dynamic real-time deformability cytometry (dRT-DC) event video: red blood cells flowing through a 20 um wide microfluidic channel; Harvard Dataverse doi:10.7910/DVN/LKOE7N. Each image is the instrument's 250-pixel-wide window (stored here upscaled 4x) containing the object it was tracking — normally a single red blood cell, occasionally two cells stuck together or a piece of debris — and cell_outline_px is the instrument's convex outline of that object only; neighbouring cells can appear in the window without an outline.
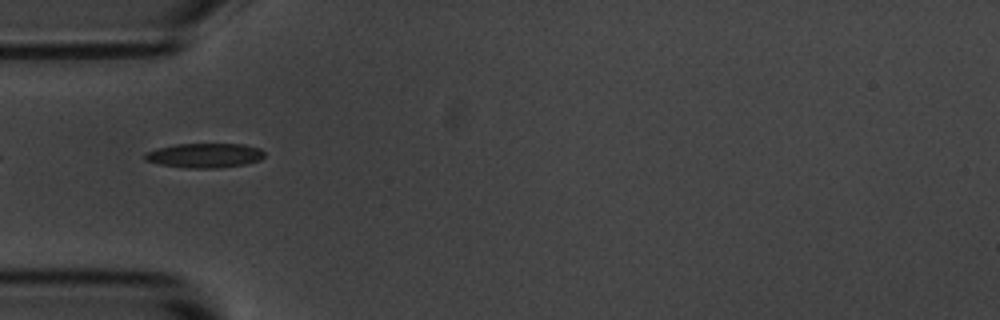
{"species": "common noctule bat (a hibernating species)", "species_latin": "Nyctalus noctula", "temperature_condition": "room temperature", "stored_images_in_passage": 7, "camera_frame_rate_fps": 3000, "um_per_image_px": 0.085, "animal": {"sex": "male", "body_mass_g": 20.1, "forearm_length_mm": 53.5}, "frame": {"image": 1, "passage_image": 2, "time_ms": 1.0, "image_size_px": [1000, 320], "cell_outline_px": [[264, 156], [260, 160], [244, 164], [216, 168], [188, 168], [160, 164], [144, 160], [144, 152], [176, 144], [244, 144], [260, 148], [264, 152]], "centroid_in_image_um": [17.4, 13.21], "position_along_channel_um": 67.6, "area_um2": 16.99}}
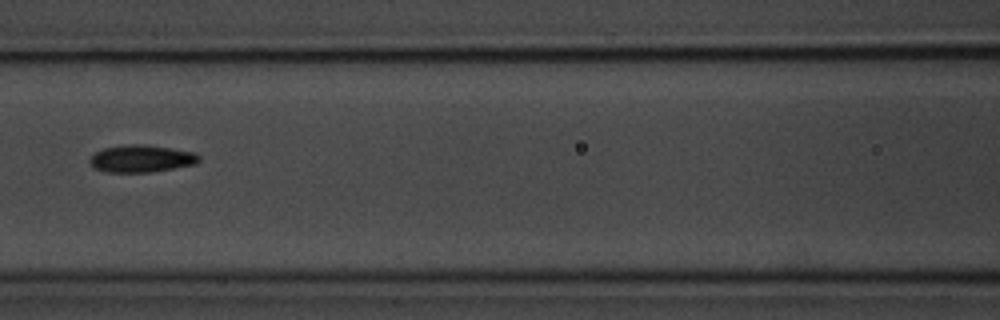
{"frame": {"image": 2, "passage_image": 4, "time_ms": 3.333, "image_size_px": [1000, 320], "cell_outline_px": [[200, 160], [196, 164], [152, 172], [104, 172], [92, 168], [88, 160], [96, 152], [104, 148], [128, 144], [140, 144], [196, 152], [200, 156]], "centroid_in_image_um": [12.0, 13.49], "position_along_channel_um": 154.6, "area_um2": 17.4}}
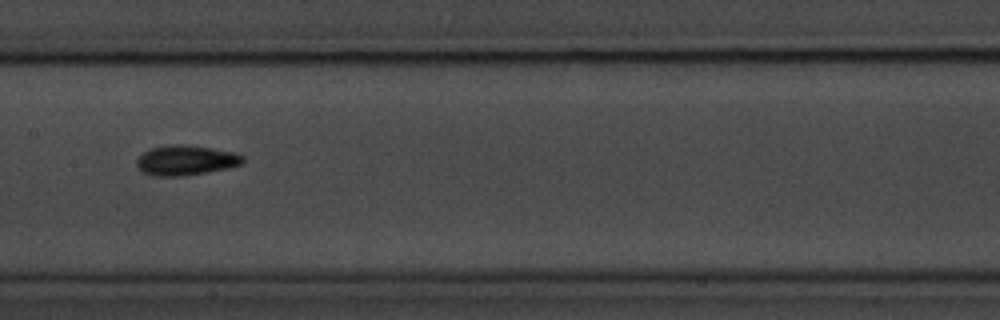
{"frame": {"image": 3, "passage_image": 5, "time_ms": 4.333, "image_size_px": [1000, 320], "cell_outline_px": [[244, 160], [240, 164], [228, 168], [184, 176], [156, 176], [144, 172], [136, 164], [136, 160], [144, 152], [152, 148], [168, 144], [184, 144], [212, 148], [232, 152], [244, 156]], "centroid_in_image_um": [15.79, 13.61], "position_along_channel_um": 191.6, "area_um2": 18.38}}